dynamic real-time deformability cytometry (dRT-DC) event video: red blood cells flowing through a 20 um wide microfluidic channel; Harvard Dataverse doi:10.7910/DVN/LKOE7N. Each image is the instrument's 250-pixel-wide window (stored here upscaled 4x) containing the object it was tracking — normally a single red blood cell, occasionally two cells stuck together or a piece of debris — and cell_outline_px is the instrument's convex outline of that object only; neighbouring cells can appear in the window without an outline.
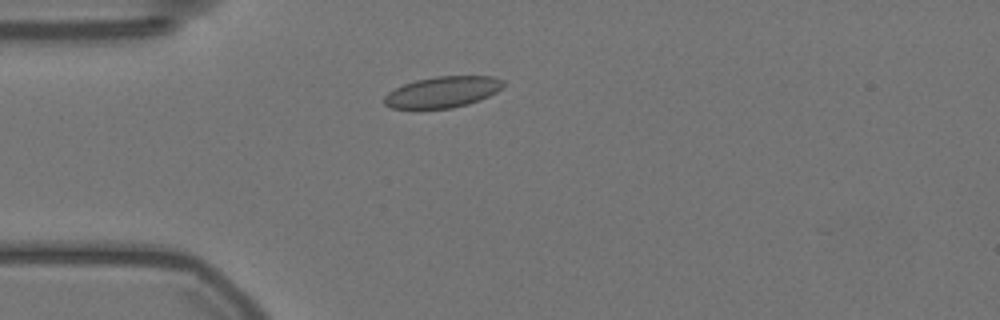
{"species": "Egyptian fruit bat (a non-hibernating species)", "species_latin": "Rousettus aegyptiacus", "temperature_condition": "warm", "stored_images_in_passage": 49, "camera_frame_rate_fps": 3000, "um_per_image_px": 0.085, "animal": {"sex": "female"}, "frame": {"image": 1, "passage_image": 11, "time_ms": 3.333, "image_size_px": [1000, 320], "cell_outline_px": [[504, 84], [496, 92], [480, 100], [468, 104], [452, 108], [392, 108], [384, 104], [384, 96], [388, 92], [404, 84], [416, 80], [436, 76], [492, 76], [504, 80]], "centroid_in_image_um": [37.63, 7.81], "position_along_channel_um": 47.4, "area_um2": 21.44}}
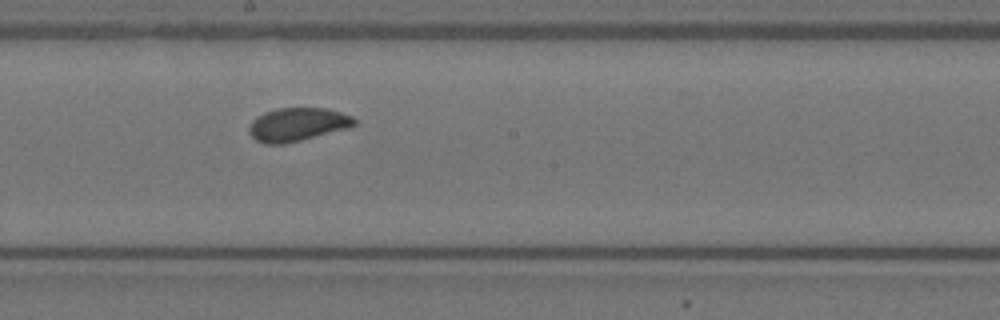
{"frame": {"image": 2, "passage_image": 27, "time_ms": 8.667, "image_size_px": [1000, 320], "cell_outline_px": [[356, 124], [344, 128], [300, 140], [284, 144], [264, 144], [256, 140], [248, 132], [248, 128], [252, 120], [256, 116], [264, 112], [276, 108], [328, 108], [352, 116], [356, 120]], "centroid_in_image_um": [25.22, 10.56], "position_along_channel_um": 223.0, "area_um2": 20.29}}
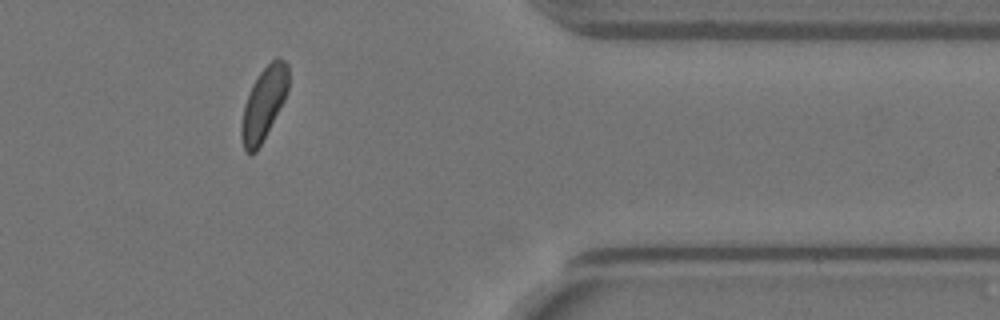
{"frame": {"image": 3, "passage_image": 43, "time_ms": 14.0, "image_size_px": [1000, 320], "cell_outline_px": [[288, 92], [284, 100], [256, 152], [244, 152], [240, 136], [240, 128], [244, 104], [248, 92], [252, 84], [260, 72], [276, 56], [280, 56], [288, 64]], "centroid_in_image_um": [22.4, 8.78], "position_along_channel_um": 389.0, "area_um2": 19.88}}